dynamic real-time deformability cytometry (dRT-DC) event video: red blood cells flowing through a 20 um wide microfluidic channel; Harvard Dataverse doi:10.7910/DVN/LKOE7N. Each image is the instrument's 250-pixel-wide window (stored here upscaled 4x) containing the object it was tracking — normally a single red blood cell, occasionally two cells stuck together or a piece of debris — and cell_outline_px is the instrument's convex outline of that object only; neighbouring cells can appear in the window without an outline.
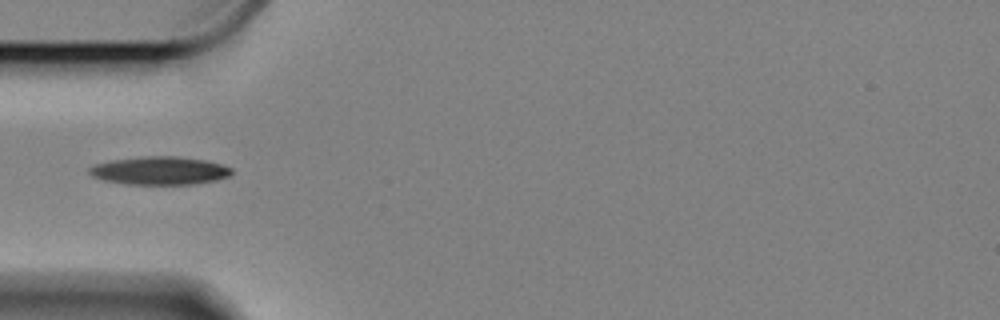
{"species": "Egyptian fruit bat (a non-hibernating species)", "species_latin": "Rousettus aegyptiacus", "temperature_condition": "cold", "stored_images_in_passage": 42, "camera_frame_rate_fps": 3000, "um_per_image_px": 0.085, "animal": {"sex": "female"}, "frame": {"image": 1, "passage_image": 1, "time_ms": 0.0, "image_size_px": [1000, 320], "cell_outline_px": [[232, 172], [228, 176], [216, 180], [196, 184], [124, 184], [104, 180], [92, 176], [88, 172], [88, 168], [96, 164], [112, 160], [144, 156], [176, 156], [204, 160], [220, 164], [232, 168]], "centroid_in_image_um": [13.56, 14.51], "position_along_channel_um": 71.4, "area_um2": 23.24}}
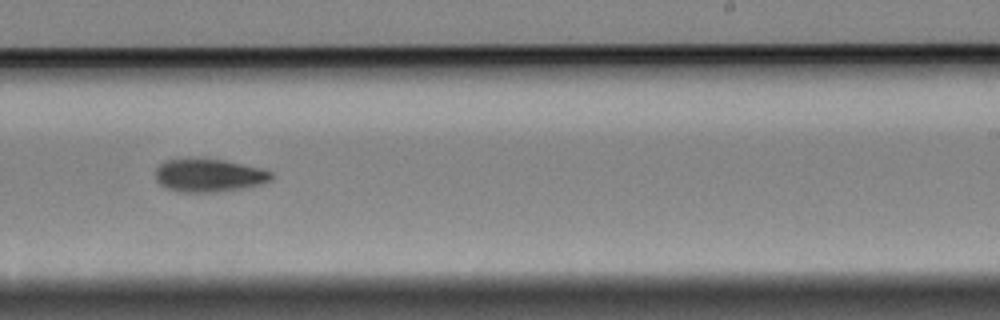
{"frame": {"image": 2, "passage_image": 19, "time_ms": 6.0, "image_size_px": [1000, 320], "cell_outline_px": [[272, 180], [260, 184], [244, 188], [216, 192], [180, 192], [168, 188], [160, 184], [156, 180], [156, 168], [164, 160], [224, 160], [260, 168], [272, 172]], "centroid_in_image_um": [17.77, 14.93], "position_along_channel_um": 271.2, "area_um2": 21.91}}
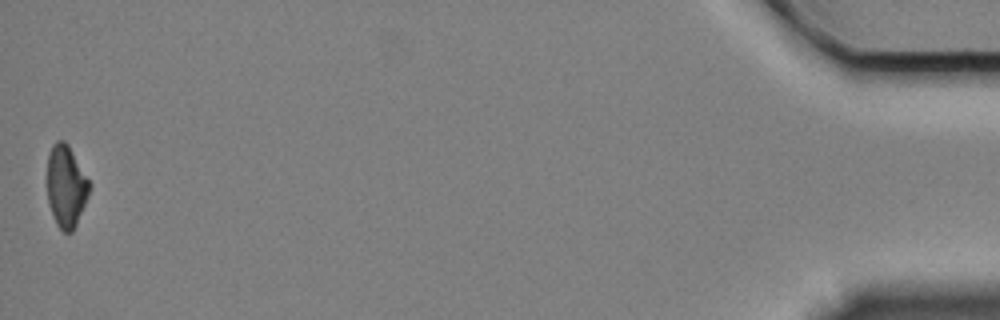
{"frame": {"image": 3, "passage_image": 42, "time_ms": 13.667, "image_size_px": [1000, 320], "cell_outline_px": [[92, 188], [76, 224], [72, 232], [64, 232], [56, 224], [48, 200], [48, 156], [52, 144], [56, 140], [64, 140], [68, 144], [92, 184]], "centroid_in_image_um": [5.65, 15.8], "position_along_channel_um": 429.6, "area_um2": 20.17}}